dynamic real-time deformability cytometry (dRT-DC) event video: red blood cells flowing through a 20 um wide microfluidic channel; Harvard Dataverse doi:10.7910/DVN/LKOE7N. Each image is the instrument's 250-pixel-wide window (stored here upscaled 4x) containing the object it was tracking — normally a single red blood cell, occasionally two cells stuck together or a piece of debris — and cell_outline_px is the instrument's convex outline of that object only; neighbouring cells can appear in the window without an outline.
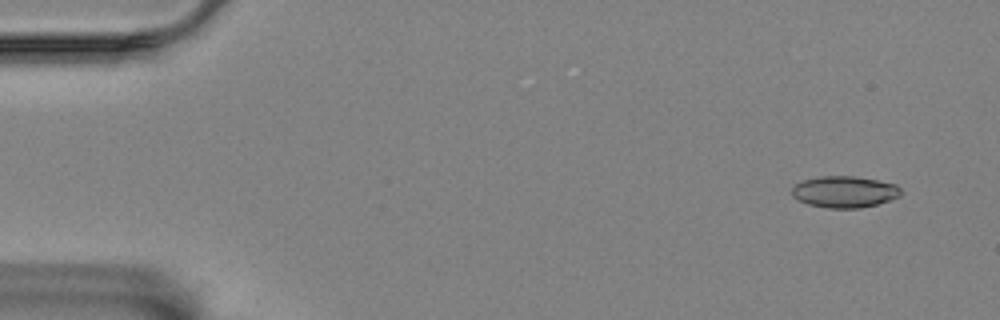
{"species": "Egyptian fruit bat (a non-hibernating species)", "species_latin": "Rousettus aegyptiacus", "temperature_condition": "room temperature", "stored_images_in_passage": 21, "camera_frame_rate_fps": 3000, "um_per_image_px": 0.085, "animal": {"sex": "female"}, "frame": {"image": 1, "passage_image": 4, "time_ms": 1.0, "image_size_px": [1000, 320], "cell_outline_px": [[900, 196], [892, 200], [860, 208], [828, 208], [808, 204], [796, 200], [792, 196], [792, 188], [796, 184], [804, 180], [820, 176], [852, 176], [876, 180], [896, 184], [900, 188]], "centroid_in_image_um": [71.77, 16.31], "position_along_channel_um": 13.2, "area_um2": 20.0}}
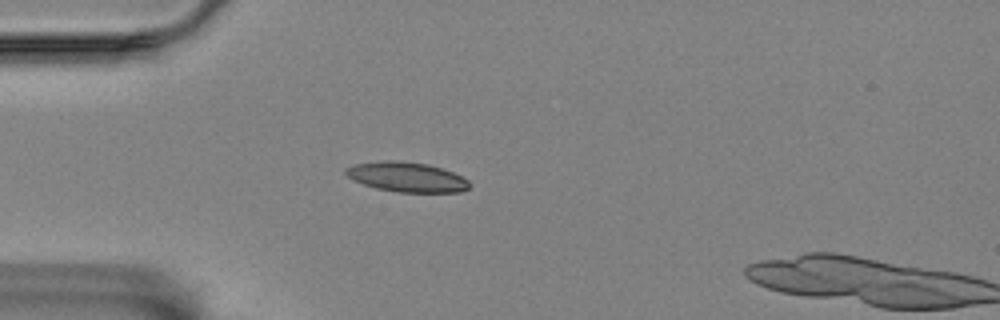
{"frame": {"image": 2, "passage_image": 16, "time_ms": 5.0, "image_size_px": [1000, 320], "cell_outline_px": [[468, 188], [460, 192], [400, 192], [376, 188], [364, 184], [348, 176], [344, 172], [344, 168], [352, 164], [384, 160], [400, 160], [428, 164], [452, 172], [468, 180]], "centroid_in_image_um": [34.53, 15.03], "position_along_channel_um": 50.5, "area_um2": 21.33}}
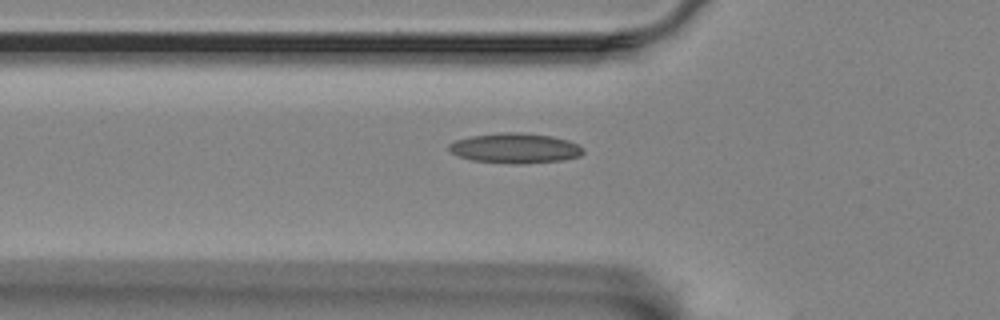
{"frame": {"image": 3, "passage_image": 20, "time_ms": 6.333, "image_size_px": [1000, 320], "cell_outline_px": [[584, 152], [580, 156], [564, 160], [524, 164], [512, 164], [472, 160], [456, 156], [448, 148], [448, 144], [456, 140], [472, 136], [496, 132], [520, 132], [552, 136], [568, 140], [584, 148]], "centroid_in_image_um": [43.79, 12.6], "position_along_channel_um": 82.0, "area_um2": 23.76}}